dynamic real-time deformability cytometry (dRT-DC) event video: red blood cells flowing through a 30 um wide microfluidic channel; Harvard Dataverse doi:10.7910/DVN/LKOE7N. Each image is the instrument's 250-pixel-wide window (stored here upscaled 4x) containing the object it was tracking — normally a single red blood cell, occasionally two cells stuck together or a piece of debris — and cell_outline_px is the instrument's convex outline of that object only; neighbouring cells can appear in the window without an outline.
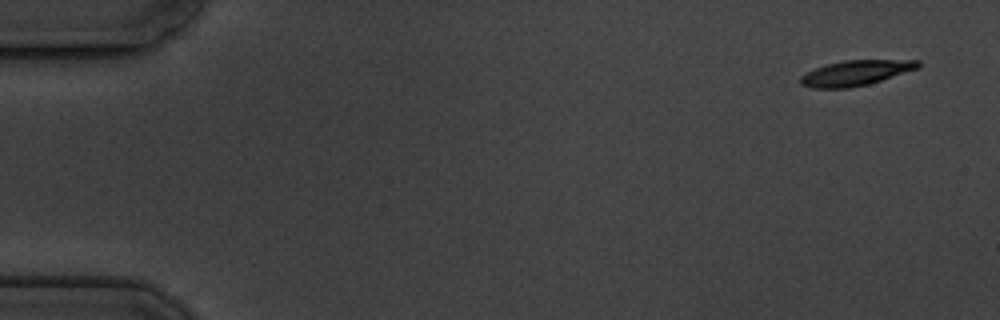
{"species": "common noctule bat (a hibernating species)", "species_latin": "Nyctalus noctula", "temperature_condition": "cold", "stored_images_in_passage": 6, "camera_frame_rate_fps": 3000, "um_per_image_px": 0.085, "animal": {"sex": "male", "body_mass_g": 19.5, "forearm_length_mm": 54.6}, "frame": {"image": 1, "passage_image": 1, "time_ms": 0.0, "image_size_px": [1000, 320], "cell_outline_px": [[920, 68], [868, 84], [848, 88], [812, 88], [800, 84], [800, 76], [816, 68], [828, 64], [844, 60], [920, 60]], "centroid_in_image_um": [72.75, 6.2], "position_along_channel_um": 12.2, "area_um2": 17.17}}
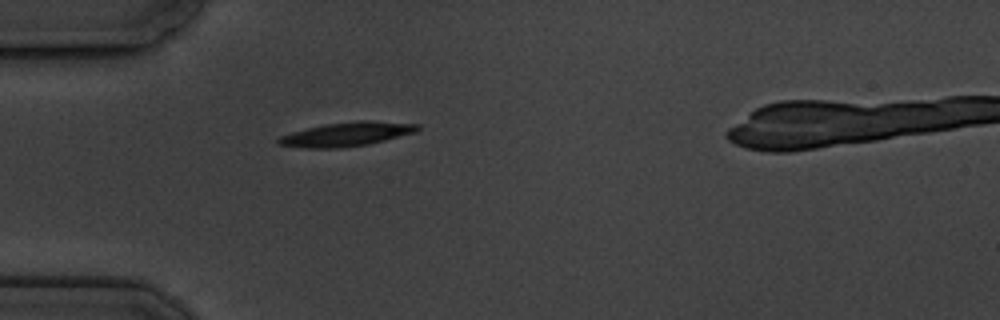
{"frame": {"image": 2, "passage_image": 5, "time_ms": 4.667, "image_size_px": [1000, 320], "cell_outline_px": [[420, 128], [416, 132], [368, 144], [336, 148], [304, 148], [280, 144], [276, 140], [280, 136], [292, 132], [324, 124], [356, 120], [364, 120], [420, 124]], "centroid_in_image_um": [29.48, 11.4], "position_along_channel_um": 55.5, "area_um2": 19.31}}